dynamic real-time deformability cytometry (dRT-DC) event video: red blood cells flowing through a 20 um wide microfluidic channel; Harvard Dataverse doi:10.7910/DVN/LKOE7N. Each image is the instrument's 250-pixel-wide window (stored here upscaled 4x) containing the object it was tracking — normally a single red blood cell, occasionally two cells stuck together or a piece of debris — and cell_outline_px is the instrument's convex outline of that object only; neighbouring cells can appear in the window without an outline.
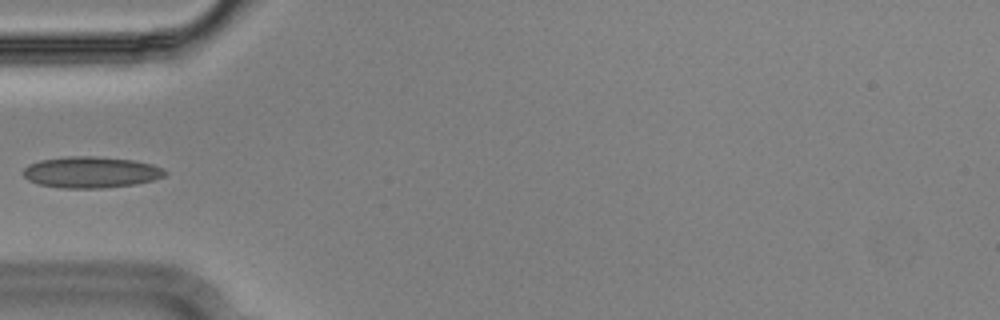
{"species": "Egyptian fruit bat (a non-hibernating species)", "species_latin": "Rousettus aegyptiacus", "temperature_condition": "cold", "stored_images_in_passage": 38, "camera_frame_rate_fps": 3000, "um_per_image_px": 0.085, "animal": {"sex": "male"}, "frame": {"image": 1, "passage_image": 1, "time_ms": 0.0, "image_size_px": [1000, 320], "cell_outline_px": [[168, 172], [164, 176], [152, 180], [136, 184], [104, 188], [60, 188], [40, 184], [28, 180], [24, 176], [24, 168], [28, 164], [40, 160], [68, 156], [92, 156], [132, 160], [152, 164], [164, 168]], "centroid_in_image_um": [7.74, 14.64], "position_along_channel_um": 77.3, "area_um2": 25.84}}
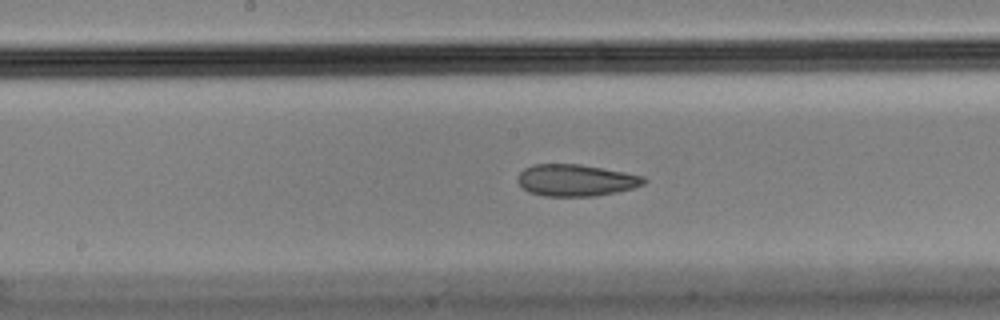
{"frame": {"image": 2, "passage_image": 11, "time_ms": 3.333, "image_size_px": [1000, 320], "cell_outline_px": [[648, 180], [644, 184], [632, 188], [616, 192], [596, 196], [544, 196], [528, 192], [516, 180], [516, 176], [524, 168], [532, 164], [580, 164], [624, 172], [644, 176]], "centroid_in_image_um": [48.93, 15.32], "position_along_channel_um": 199.3, "area_um2": 23.47}}
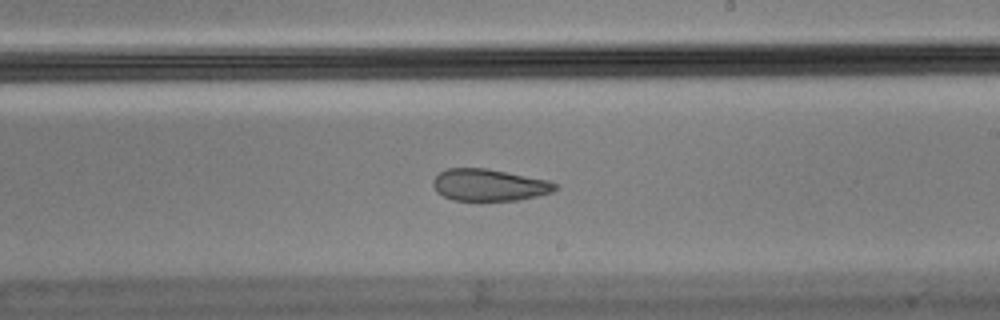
{"frame": {"image": 3, "passage_image": 15, "time_ms": 4.667, "image_size_px": [1000, 320], "cell_outline_px": [[556, 188], [552, 192], [536, 196], [516, 200], [452, 200], [436, 192], [432, 184], [432, 180], [440, 172], [448, 168], [484, 168], [548, 180], [556, 184]], "centroid_in_image_um": [41.53, 15.72], "position_along_channel_um": 247.5, "area_um2": 22.43}}